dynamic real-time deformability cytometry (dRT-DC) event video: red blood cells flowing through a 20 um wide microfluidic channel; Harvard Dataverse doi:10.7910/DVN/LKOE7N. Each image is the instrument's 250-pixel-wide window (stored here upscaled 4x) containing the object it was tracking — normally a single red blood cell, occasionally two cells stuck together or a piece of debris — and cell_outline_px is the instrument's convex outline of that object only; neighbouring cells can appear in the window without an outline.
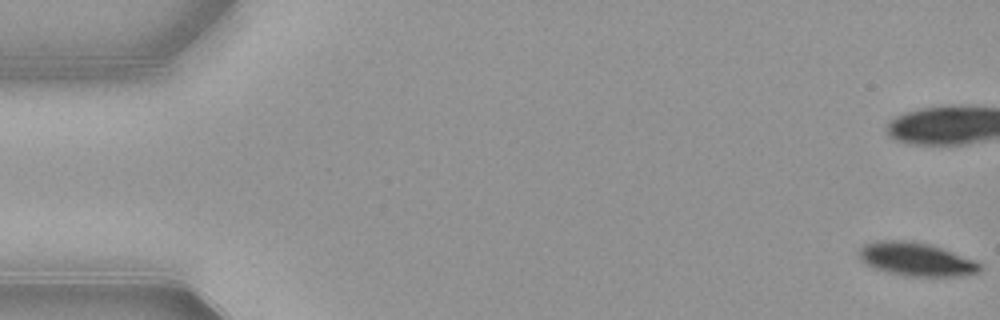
{"species": "common noctule bat (a hibernating species)", "species_latin": "Nyctalus noctula", "temperature_condition": "warm", "stored_images_in_passage": 16, "camera_frame_rate_fps": 3000, "um_per_image_px": 0.085, "animal": {"sex": "female", "body_mass_g": 21.9}, "frame": {"image": 1, "passage_image": 1, "time_ms": 0.0, "image_size_px": [1000, 320], "cell_outline_px": [[980, 272], [960, 276], [904, 276], [888, 272], [876, 268], [860, 260], [860, 248], [864, 244], [876, 240], [912, 240], [928, 244], [952, 252], [972, 260], [980, 264]], "centroid_in_image_um": [77.84, 22.03], "position_along_channel_um": 7.2, "area_um2": 23.24}}